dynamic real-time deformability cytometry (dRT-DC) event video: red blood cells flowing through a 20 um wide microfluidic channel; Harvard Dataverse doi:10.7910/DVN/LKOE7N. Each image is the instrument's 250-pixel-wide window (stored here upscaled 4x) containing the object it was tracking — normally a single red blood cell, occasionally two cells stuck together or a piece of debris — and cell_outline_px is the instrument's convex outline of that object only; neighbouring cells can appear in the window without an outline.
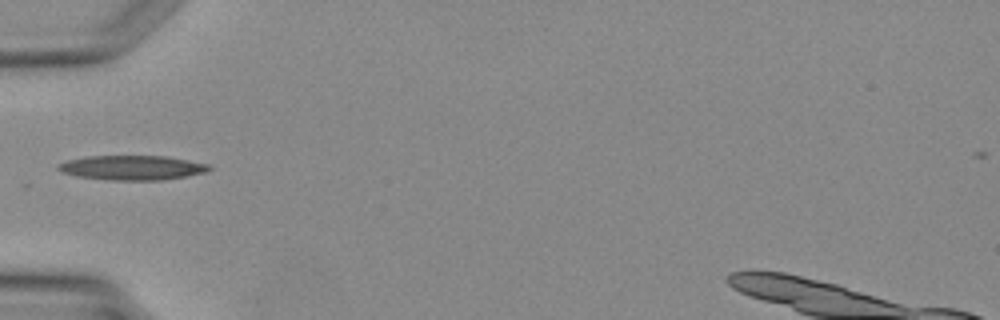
{"species": "Egyptian fruit bat (a non-hibernating species)", "species_latin": "Rousettus aegyptiacus", "temperature_condition": "warm", "stored_images_in_passage": 6, "camera_frame_rate_fps": 3000, "um_per_image_px": 0.085, "animal": {"sex": "female"}, "frame": {"image": 1, "passage_image": 6, "time_ms": 7.0, "image_size_px": [1000, 320], "cell_outline_px": [[212, 168], [204, 172], [188, 176], [164, 180], [108, 180], [76, 176], [60, 172], [56, 168], [56, 164], [68, 160], [88, 156], [164, 156], [208, 164]], "centroid_in_image_um": [11.17, 14.26], "position_along_channel_um": 73.8, "area_um2": 21.62}}